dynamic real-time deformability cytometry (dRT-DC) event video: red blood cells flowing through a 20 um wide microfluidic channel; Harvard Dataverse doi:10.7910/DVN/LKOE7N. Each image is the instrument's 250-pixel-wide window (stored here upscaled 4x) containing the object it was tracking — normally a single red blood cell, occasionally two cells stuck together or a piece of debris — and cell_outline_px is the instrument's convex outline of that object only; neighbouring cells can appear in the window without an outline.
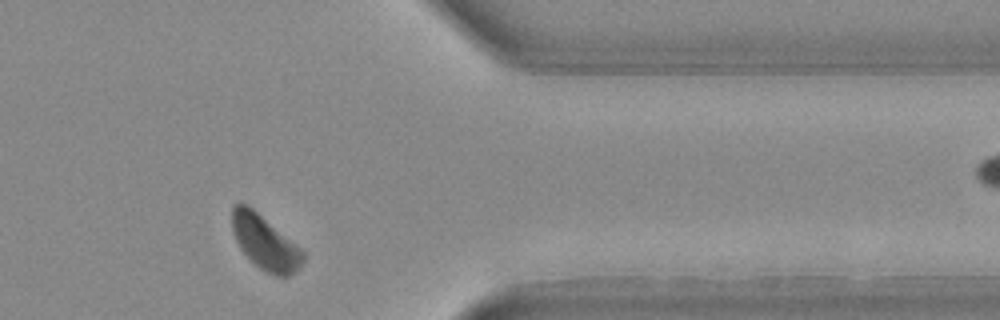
{"species": "Egyptian fruit bat (a non-hibernating species)", "species_latin": "Rousettus aegyptiacus", "temperature_condition": "warm", "stored_images_in_passage": 21, "camera_frame_rate_fps": 3000, "um_per_image_px": 0.085, "animal": {"sex": "female"}, "frame": {"image": 1, "passage_image": 18, "time_ms": 5.667, "image_size_px": [1000, 320], "cell_outline_px": [[304, 260], [300, 268], [296, 272], [288, 276], [276, 276], [260, 268], [240, 248], [236, 240], [232, 228], [232, 208], [236, 204], [244, 204], [252, 208], [300, 248], [304, 252]], "centroid_in_image_um": [22.54, 20.63], "position_along_channel_um": 388.9, "area_um2": 21.79}}